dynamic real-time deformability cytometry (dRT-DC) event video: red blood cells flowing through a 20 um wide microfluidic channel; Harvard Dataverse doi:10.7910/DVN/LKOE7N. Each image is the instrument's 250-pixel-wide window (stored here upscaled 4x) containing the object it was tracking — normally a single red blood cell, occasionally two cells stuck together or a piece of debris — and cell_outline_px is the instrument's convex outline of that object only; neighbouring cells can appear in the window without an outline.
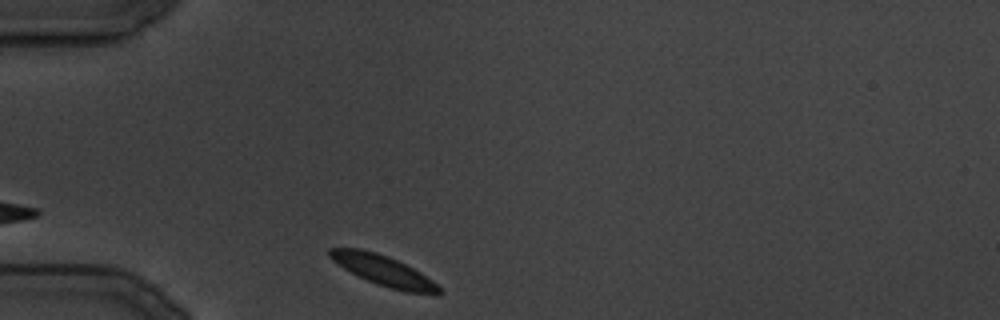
{"species": "common noctule bat (a hibernating species)", "species_latin": "Nyctalus noctula", "temperature_condition": "cold", "stored_images_in_passage": 69, "camera_frame_rate_fps": 3000, "um_per_image_px": 0.085, "animal": {"sex": "male", "body_mass_g": 19.5, "forearm_length_mm": 54.6}, "frame": {"image": 1, "passage_image": 1, "time_ms": 0.0, "image_size_px": [1000, 320], "cell_outline_px": [[444, 292], [440, 296], [404, 292], [388, 288], [376, 284], [344, 268], [332, 260], [328, 256], [328, 248], [360, 248], [376, 252], [388, 256], [420, 272], [432, 280]], "centroid_in_image_um": [32.65, 23.03], "position_along_channel_um": 52.4, "area_um2": 19.42}}
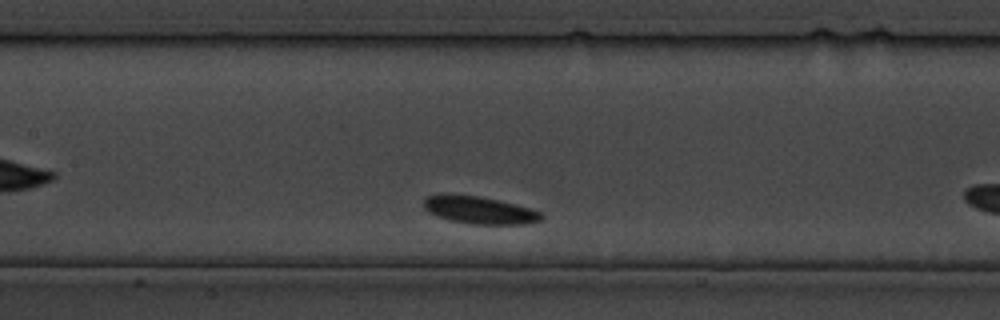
{"frame": {"image": 2, "passage_image": 18, "time_ms": 5.667, "image_size_px": [1000, 320], "cell_outline_px": [[544, 216], [540, 220], [528, 224], [472, 224], [448, 220], [436, 216], [428, 212], [424, 208], [424, 196], [440, 192], [448, 192], [480, 196], [516, 204], [532, 208], [540, 212]], "centroid_in_image_um": [40.68, 17.82], "position_along_channel_um": 166.7, "area_um2": 19.48}}
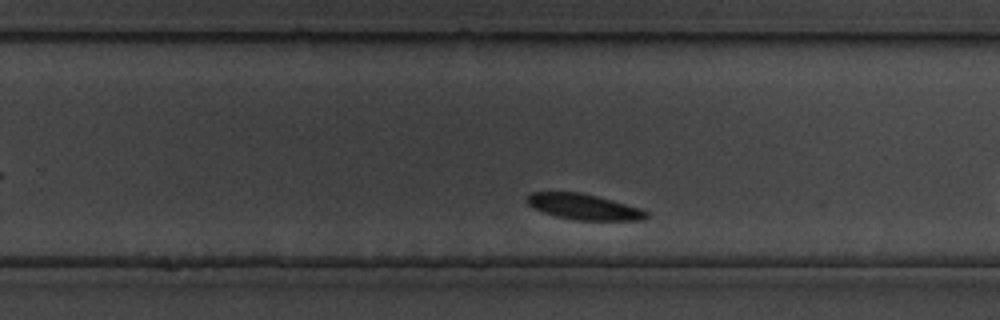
{"frame": {"image": 3, "passage_image": 42, "time_ms": 13.667, "image_size_px": [1000, 320], "cell_outline_px": [[648, 216], [644, 220], [572, 220], [556, 216], [532, 208], [524, 200], [524, 196], [532, 192], [580, 192], [644, 208], [648, 212]], "centroid_in_image_um": [49.61, 17.57], "position_along_channel_um": 280.2, "area_um2": 18.15}}